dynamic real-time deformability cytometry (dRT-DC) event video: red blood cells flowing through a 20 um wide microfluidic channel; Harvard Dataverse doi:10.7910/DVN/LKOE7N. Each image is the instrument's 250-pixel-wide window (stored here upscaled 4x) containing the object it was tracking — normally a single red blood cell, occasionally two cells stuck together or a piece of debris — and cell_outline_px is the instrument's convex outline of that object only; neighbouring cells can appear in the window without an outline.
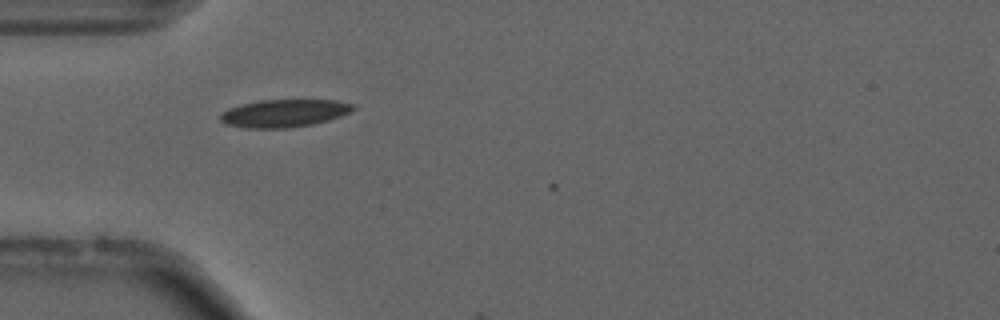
{"species": "common noctule bat (a hibernating species)", "species_latin": "Nyctalus noctula", "temperature_condition": "cold", "stored_images_in_passage": 5, "camera_frame_rate_fps": 3000, "um_per_image_px": 0.085, "animal": {"sex": "male", "forearm_length_mm": 52.5}, "frame": {"image": 1, "passage_image": 3, "time_ms": 0.667, "image_size_px": [1000, 320], "cell_outline_px": [[356, 108], [340, 116], [328, 120], [312, 124], [288, 128], [248, 128], [224, 124], [220, 120], [220, 112], [228, 108], [260, 100], [336, 100], [356, 104]], "centroid_in_image_um": [24.14, 9.62], "position_along_channel_um": 60.9, "area_um2": 21.44}}